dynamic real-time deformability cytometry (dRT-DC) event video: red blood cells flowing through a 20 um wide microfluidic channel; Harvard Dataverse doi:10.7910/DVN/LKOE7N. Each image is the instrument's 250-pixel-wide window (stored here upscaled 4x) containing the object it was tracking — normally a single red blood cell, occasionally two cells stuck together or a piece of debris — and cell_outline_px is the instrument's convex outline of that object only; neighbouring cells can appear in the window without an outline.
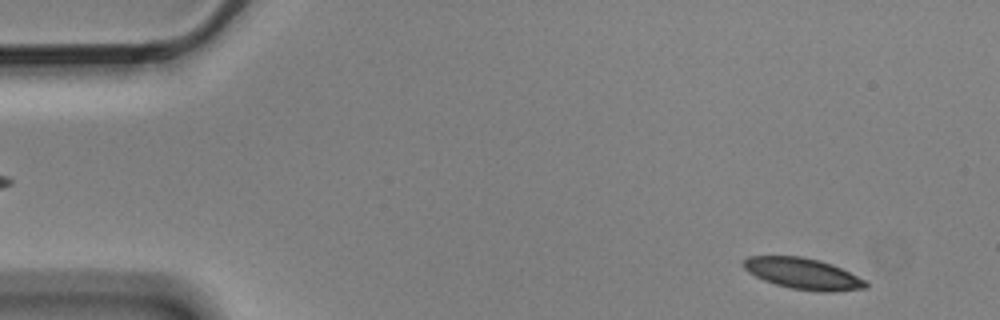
{"species": "Egyptian fruit bat (a non-hibernating species)", "species_latin": "Rousettus aegyptiacus", "temperature_condition": "cold", "stored_images_in_passage": 5, "camera_frame_rate_fps": 3000, "um_per_image_px": 0.085, "animal": {"sex": "male"}, "frame": {"image": 1, "passage_image": 5, "time_ms": 1.333, "image_size_px": [1000, 320], "cell_outline_px": [[868, 288], [832, 292], [820, 292], [792, 288], [776, 284], [764, 280], [748, 272], [744, 268], [744, 260], [748, 256], [800, 256], [820, 260], [832, 264], [864, 280], [868, 284]], "centroid_in_image_um": [68.26, 23.26], "position_along_channel_um": 16.7, "area_um2": 21.96}}